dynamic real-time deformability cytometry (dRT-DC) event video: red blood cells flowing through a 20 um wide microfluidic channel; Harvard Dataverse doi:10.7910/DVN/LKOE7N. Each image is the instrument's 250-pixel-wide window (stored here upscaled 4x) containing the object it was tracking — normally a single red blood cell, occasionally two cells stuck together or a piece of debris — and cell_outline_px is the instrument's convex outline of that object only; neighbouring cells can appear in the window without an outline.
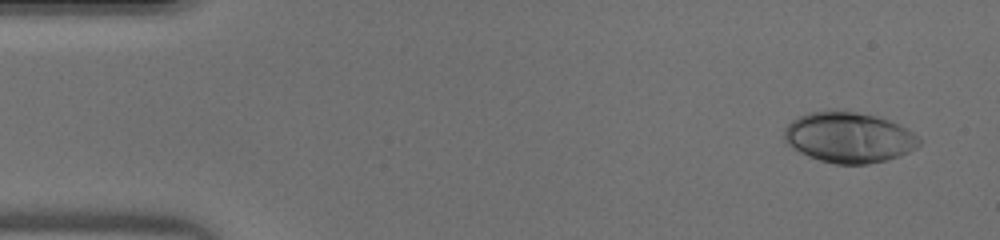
{"species": "human", "species_latin": "Homo sapiens", "temperature_condition": "warm", "stored_images_in_passage": 46, "camera_frame_rate_fps": 3000, "um_per_image_px": 0.085, "donor": {"sex": "male"}, "frame": {"image": 1, "passage_image": 3, "time_ms": 0.667, "image_size_px": [1000, 240], "cell_outline_px": [[920, 144], [916, 148], [900, 156], [868, 164], [836, 164], [820, 160], [808, 156], [792, 148], [784, 140], [784, 128], [792, 120], [808, 112], [856, 112], [876, 116], [888, 120], [912, 132], [920, 140]], "centroid_in_image_um": [72.13, 11.7], "position_along_channel_um": 12.9, "area_um2": 39.19}}
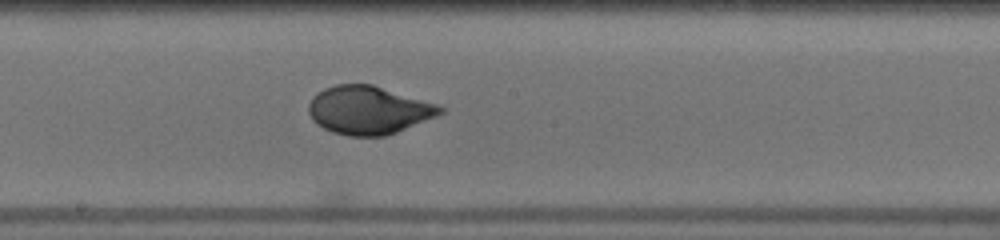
{"frame": {"image": 2, "passage_image": 25, "time_ms": 8.0, "image_size_px": [1000, 240], "cell_outline_px": [[444, 112], [436, 116], [396, 132], [384, 136], [348, 136], [332, 132], [316, 124], [312, 120], [308, 112], [308, 104], [312, 96], [316, 92], [324, 88], [336, 84], [372, 84], [436, 104], [444, 108]], "centroid_in_image_um": [31.27, 9.36], "position_along_channel_um": 216.9, "area_um2": 36.88}}
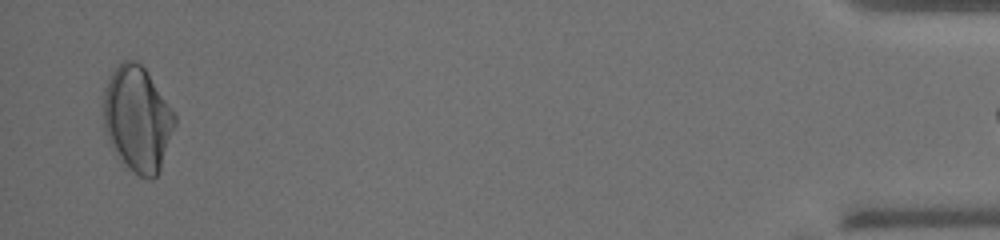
{"frame": {"image": 3, "passage_image": 45, "time_ms": 14.667, "image_size_px": [1000, 240], "cell_outline_px": [[176, 124], [160, 168], [156, 176], [152, 180], [148, 180], [140, 176], [112, 148], [104, 132], [104, 88], [112, 72], [124, 60], [136, 60], [144, 68], [176, 116]], "centroid_in_image_um": [11.68, 10.1], "position_along_channel_um": 423.5, "area_um2": 42.83}}